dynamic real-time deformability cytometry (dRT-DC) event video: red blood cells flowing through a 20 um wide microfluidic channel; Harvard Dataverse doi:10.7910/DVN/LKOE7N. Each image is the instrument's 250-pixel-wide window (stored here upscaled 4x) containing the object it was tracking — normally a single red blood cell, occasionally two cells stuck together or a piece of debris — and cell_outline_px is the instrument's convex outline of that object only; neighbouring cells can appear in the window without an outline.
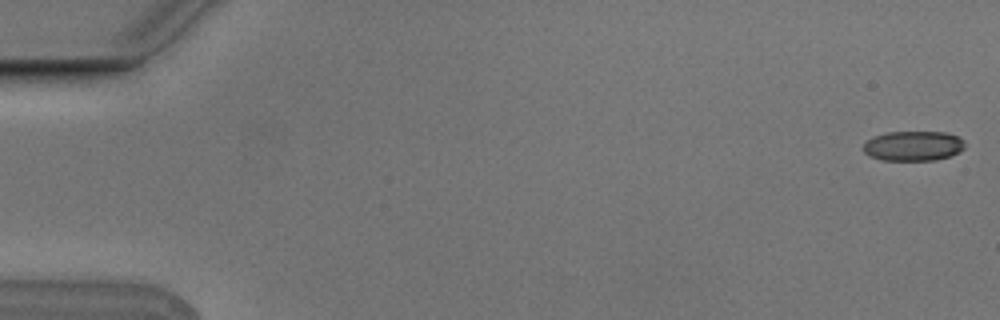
{"species": "Egyptian fruit bat (a non-hibernating species)", "species_latin": "Rousettus aegyptiacus", "temperature_condition": "cold", "stored_images_in_passage": 6, "camera_frame_rate_fps": 3000, "um_per_image_px": 0.085, "animal": {"sex": "male"}, "frame": {"image": 1, "passage_image": 1, "time_ms": 0.0, "image_size_px": [1000, 320], "cell_outline_px": [[964, 148], [960, 152], [936, 160], [884, 160], [872, 156], [864, 152], [864, 144], [872, 136], [888, 132], [944, 132], [960, 136], [964, 140]], "centroid_in_image_um": [77.66, 12.39], "position_along_channel_um": 7.3, "area_um2": 17.63}}
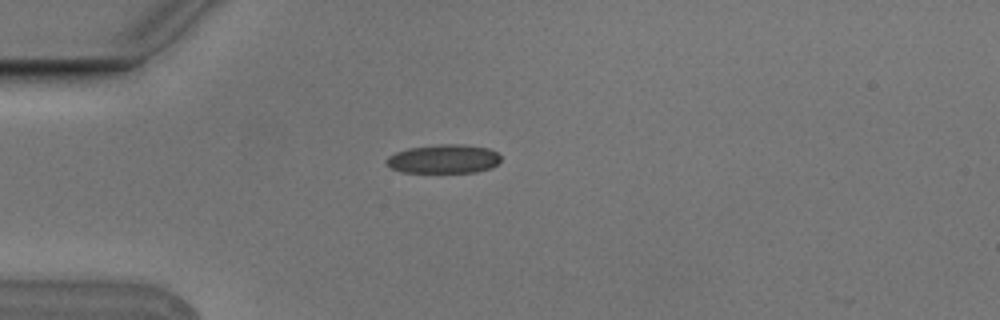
{"frame": {"image": 2, "passage_image": 5, "time_ms": 1.333, "image_size_px": [1000, 320], "cell_outline_px": [[500, 160], [492, 168], [476, 172], [400, 172], [392, 168], [384, 160], [388, 156], [396, 152], [408, 148], [440, 144], [464, 144], [488, 148], [496, 152], [500, 156]], "centroid_in_image_um": [37.71, 13.5], "position_along_channel_um": 47.3, "area_um2": 19.25}}